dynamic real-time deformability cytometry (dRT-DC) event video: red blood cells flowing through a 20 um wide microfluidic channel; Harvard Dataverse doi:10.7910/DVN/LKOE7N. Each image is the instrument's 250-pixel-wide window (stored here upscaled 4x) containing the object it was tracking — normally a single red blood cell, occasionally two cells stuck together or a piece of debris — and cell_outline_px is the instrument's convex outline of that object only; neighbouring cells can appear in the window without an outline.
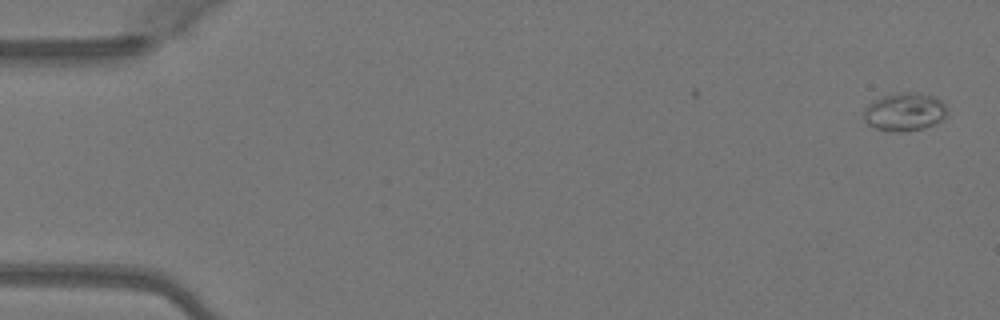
{"species": "Egyptian fruit bat (a non-hibernating species)", "species_latin": "Rousettus aegyptiacus", "temperature_condition": "warm", "stored_images_in_passage": 6, "camera_frame_rate_fps": 3000, "um_per_image_px": 0.085, "animal": {"sex": "female"}, "frame": {"image": 1, "passage_image": 1, "time_ms": 0.0, "image_size_px": [1000, 320], "cell_outline_px": [[948, 116], [944, 120], [924, 128], [900, 132], [888, 132], [876, 128], [868, 124], [864, 120], [864, 108], [872, 100], [884, 96], [900, 92], [916, 92], [936, 96], [948, 108]], "centroid_in_image_um": [76.92, 9.51], "position_along_channel_um": 8.1, "area_um2": 18.96}}